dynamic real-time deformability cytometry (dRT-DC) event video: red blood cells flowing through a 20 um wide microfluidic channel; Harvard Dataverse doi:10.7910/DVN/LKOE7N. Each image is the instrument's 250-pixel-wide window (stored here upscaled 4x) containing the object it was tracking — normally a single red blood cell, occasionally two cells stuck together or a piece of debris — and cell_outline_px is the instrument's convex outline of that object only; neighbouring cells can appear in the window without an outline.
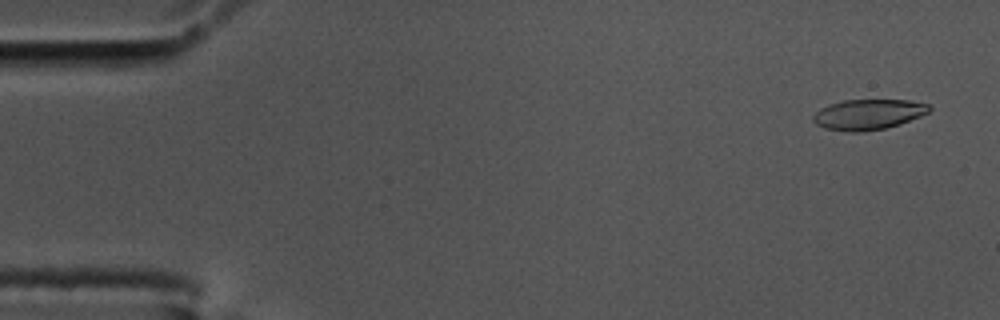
{"species": "common noctule bat (a hibernating species)", "species_latin": "Nyctalus noctula", "temperature_condition": "cold", "stored_images_in_passage": 56, "camera_frame_rate_fps": 3000, "um_per_image_px": 0.085, "animal": {"sex": "male", "body_mass_g": 17.5, "forearm_length_mm": 52.3}, "frame": {"image": 1, "passage_image": 3, "time_ms": 0.667, "image_size_px": [1000, 320], "cell_outline_px": [[932, 108], [928, 112], [920, 116], [900, 124], [884, 128], [860, 132], [848, 132], [824, 128], [816, 124], [812, 120], [812, 116], [820, 108], [828, 104], [844, 100], [908, 100], [928, 104]], "centroid_in_image_um": [73.77, 9.72], "position_along_channel_um": 11.2, "area_um2": 20.58}}
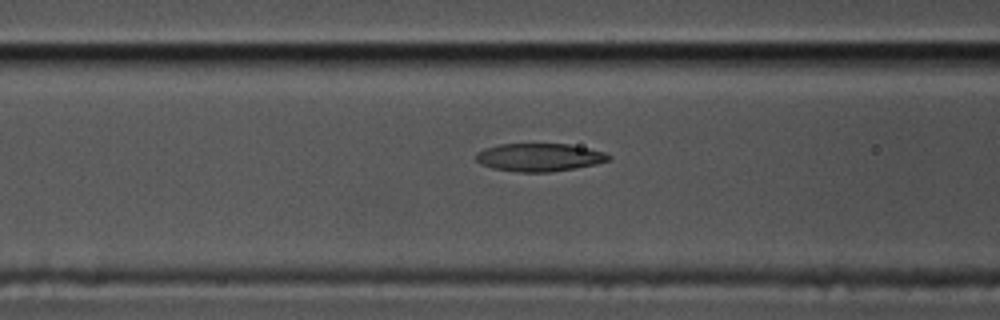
{"frame": {"image": 2, "passage_image": 22, "time_ms": 7.0, "image_size_px": [1000, 320], "cell_outline_px": [[612, 156], [608, 160], [596, 164], [576, 168], [548, 172], [520, 172], [492, 168], [480, 164], [476, 160], [476, 152], [484, 148], [500, 144], [568, 144], [588, 148], [604, 152]], "centroid_in_image_um": [45.82, 13.37], "position_along_channel_um": 120.8, "area_um2": 21.62}}
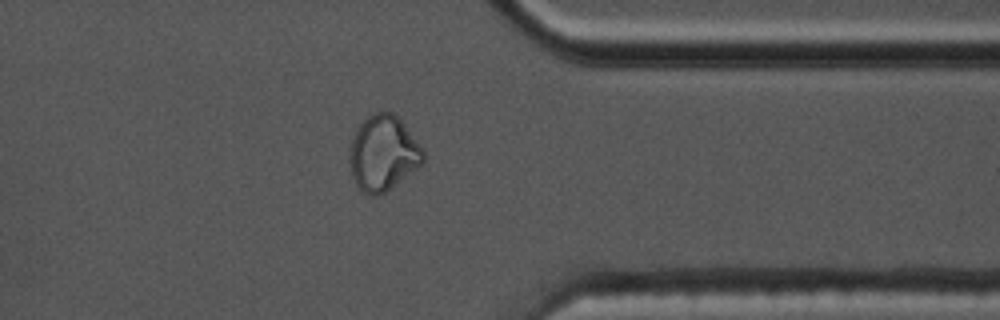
{"frame": {"image": 3, "passage_image": 44, "time_ms": 14.333, "image_size_px": [1000, 320], "cell_outline_px": [[424, 164], [384, 192], [376, 196], [368, 196], [360, 192], [352, 176], [352, 140], [356, 128], [368, 116], [376, 112], [392, 112], [400, 120], [424, 152]], "centroid_in_image_um": [32.58, 13.05], "position_along_channel_um": 378.8, "area_um2": 31.56}, "authors_computed_cell_mechanics": {"area_um2": 21.9351, "velocity_mm_per_s": 3.6235, "shape_relaxation_time_tau1_ms": null, "shape_relaxation_time_tau2_ms": 2.9226, "deformation_change_tau1": null, "deformation_change_tau2": 0.0944}}